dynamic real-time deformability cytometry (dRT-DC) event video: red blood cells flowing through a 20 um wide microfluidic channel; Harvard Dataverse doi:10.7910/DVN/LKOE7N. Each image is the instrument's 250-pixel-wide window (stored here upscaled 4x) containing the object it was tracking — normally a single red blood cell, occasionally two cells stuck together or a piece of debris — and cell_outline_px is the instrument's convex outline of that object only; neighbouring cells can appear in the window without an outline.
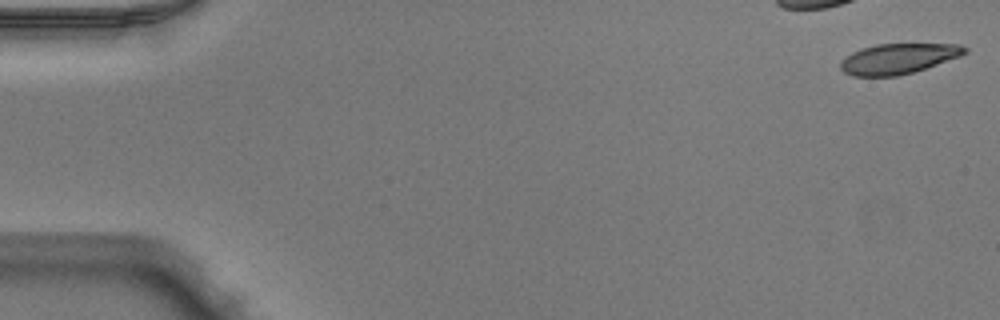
{"species": "Egyptian fruit bat (a non-hibernating species)", "species_latin": "Rousettus aegyptiacus", "temperature_condition": "warm", "stored_images_in_passage": 16, "camera_frame_rate_fps": 3000, "um_per_image_px": 0.085, "animal": {"sex": "male"}, "frame": {"image": 1, "passage_image": 1, "time_ms": 0.0, "image_size_px": [1000, 320], "cell_outline_px": [[968, 52], [960, 56], [912, 72], [896, 76], [852, 76], [844, 72], [840, 68], [840, 60], [852, 52], [876, 44], [960, 44], [968, 48]], "centroid_in_image_um": [76.33, 4.98], "position_along_channel_um": 8.7, "area_um2": 21.79}}